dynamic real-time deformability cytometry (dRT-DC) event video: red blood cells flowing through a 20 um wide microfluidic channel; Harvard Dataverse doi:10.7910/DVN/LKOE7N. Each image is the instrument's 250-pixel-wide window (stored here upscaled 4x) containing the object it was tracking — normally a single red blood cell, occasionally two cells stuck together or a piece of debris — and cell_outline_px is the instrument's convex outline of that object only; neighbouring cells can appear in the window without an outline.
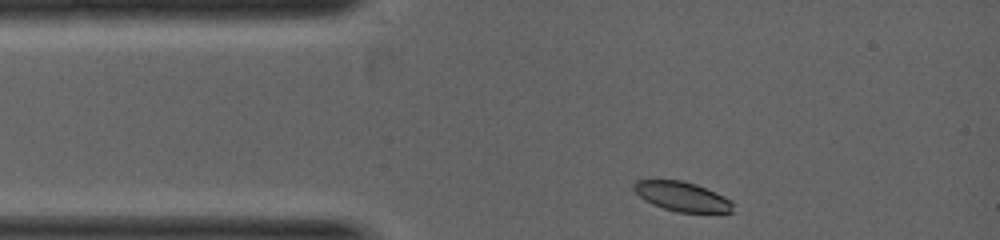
{"species": "common noctule bat (a hibernating species)", "species_latin": "Nyctalus noctula", "temperature_condition": "warm", "stored_images_in_passage": 5, "camera_frame_rate_fps": 5000, "um_per_image_px": 0.085, "animal": {"sex": "female", "body_mass_g": 19.0, "forearm_length_mm": 53.3}, "frame": {"image": 1, "passage_image": 1, "time_ms": 0.0, "image_size_px": [1000, 240], "cell_outline_px": [[732, 212], [676, 212], [652, 204], [640, 196], [632, 188], [632, 184], [636, 180], [680, 180], [696, 184], [724, 196], [732, 204]], "centroid_in_image_um": [57.93, 16.69], "position_along_channel_um": 27.1, "area_um2": 16.76}}
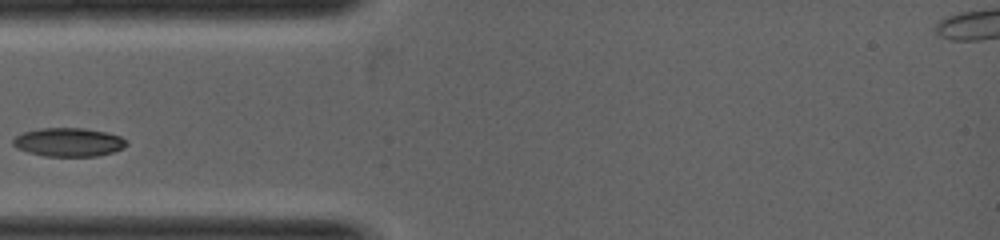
{"frame": {"image": 2, "passage_image": 4, "time_ms": 1.0, "image_size_px": [1000, 240], "cell_outline_px": [[128, 144], [124, 148], [100, 156], [44, 156], [28, 152], [12, 144], [12, 140], [16, 136], [24, 132], [44, 128], [84, 128], [104, 132], [120, 136]], "centroid_in_image_um": [5.85, 12.09], "position_along_channel_um": 79.2, "area_um2": 18.73}}